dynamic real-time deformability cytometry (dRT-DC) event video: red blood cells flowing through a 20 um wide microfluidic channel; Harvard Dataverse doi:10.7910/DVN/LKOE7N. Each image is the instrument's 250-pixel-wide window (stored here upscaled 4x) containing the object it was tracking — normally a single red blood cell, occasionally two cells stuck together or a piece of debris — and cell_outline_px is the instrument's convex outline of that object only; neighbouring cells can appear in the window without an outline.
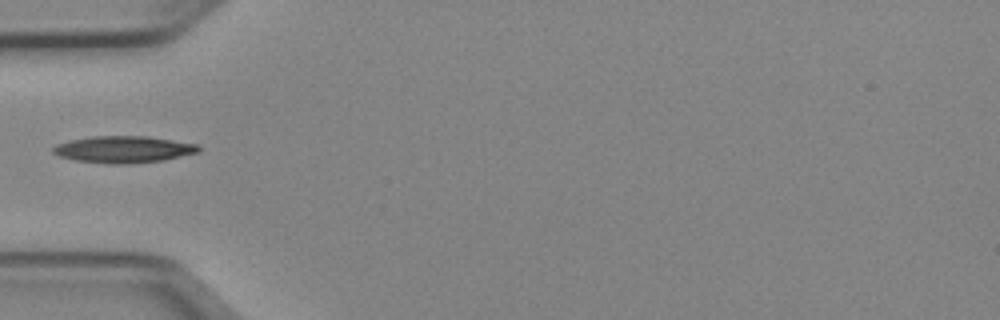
{"species": "Egyptian fruit bat (a non-hibernating species)", "species_latin": "Rousettus aegyptiacus", "temperature_condition": "cold", "stored_images_in_passage": 35, "camera_frame_rate_fps": 3000, "um_per_image_px": 0.085, "animal": {"sex": "female"}, "frame": {"image": 1, "passage_image": 1, "time_ms": 0.0, "image_size_px": [1000, 320], "cell_outline_px": [[200, 152], [164, 160], [128, 164], [108, 164], [76, 160], [60, 156], [52, 152], [52, 148], [56, 144], [72, 140], [92, 136], [148, 136], [200, 144]], "centroid_in_image_um": [10.55, 12.7], "position_along_channel_um": 74.5, "area_um2": 22.83}}
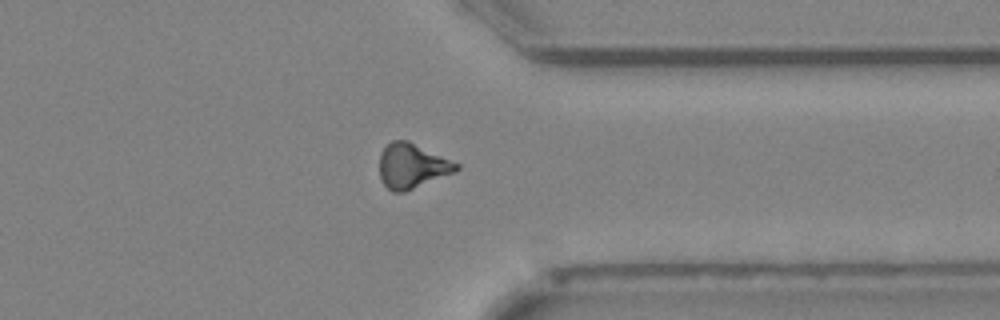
{"frame": {"image": 2, "passage_image": 24, "time_ms": 7.667, "image_size_px": [1000, 320], "cell_outline_px": [[460, 168], [456, 172], [404, 192], [392, 192], [380, 180], [380, 152], [392, 140], [408, 140], [460, 164]], "centroid_in_image_um": [35.03, 14.11], "position_along_channel_um": 376.4, "area_um2": 20.11}}
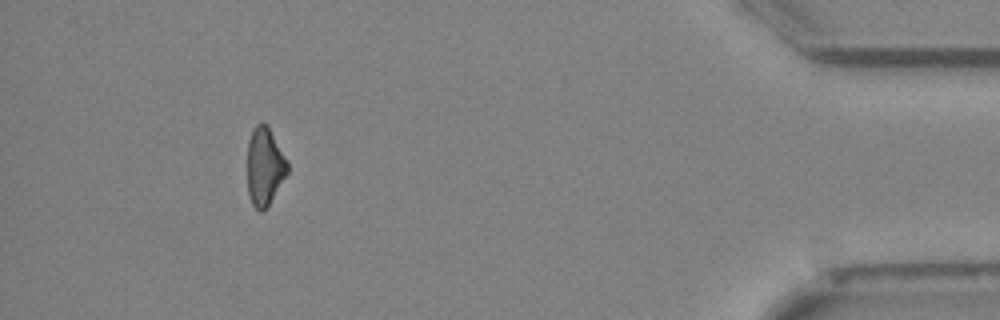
{"frame": {"image": 3, "passage_image": 31, "time_ms": 10.0, "image_size_px": [1000, 320], "cell_outline_px": [[288, 172], [268, 208], [260, 212], [252, 204], [248, 192], [248, 140], [252, 128], [256, 124], [268, 124], [288, 160]], "centroid_in_image_um": [22.51, 14.14], "position_along_channel_um": 412.7, "area_um2": 18.55}}